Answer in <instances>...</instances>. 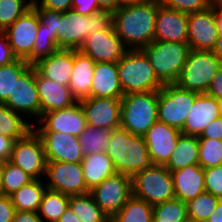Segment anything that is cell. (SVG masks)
Instances as JSON below:
<instances>
[{"label":"cell","mask_w":222,"mask_h":222,"mask_svg":"<svg viewBox=\"0 0 222 222\" xmlns=\"http://www.w3.org/2000/svg\"><path fill=\"white\" fill-rule=\"evenodd\" d=\"M9 161L34 179H44L47 161L42 140L34 129L14 142Z\"/></svg>","instance_id":"8fae6325"},{"label":"cell","mask_w":222,"mask_h":222,"mask_svg":"<svg viewBox=\"0 0 222 222\" xmlns=\"http://www.w3.org/2000/svg\"><path fill=\"white\" fill-rule=\"evenodd\" d=\"M37 12L40 22L45 25V29L52 33V38L57 41L58 21L61 19V12L48 10L44 8H34Z\"/></svg>","instance_id":"f6af8a7d"},{"label":"cell","mask_w":222,"mask_h":222,"mask_svg":"<svg viewBox=\"0 0 222 222\" xmlns=\"http://www.w3.org/2000/svg\"><path fill=\"white\" fill-rule=\"evenodd\" d=\"M2 176H3V163H0V197L5 196L2 183Z\"/></svg>","instance_id":"be15d7a7"},{"label":"cell","mask_w":222,"mask_h":222,"mask_svg":"<svg viewBox=\"0 0 222 222\" xmlns=\"http://www.w3.org/2000/svg\"><path fill=\"white\" fill-rule=\"evenodd\" d=\"M220 116L219 100L207 93H200L193 102L181 133L198 137L210 122Z\"/></svg>","instance_id":"603a6c76"},{"label":"cell","mask_w":222,"mask_h":222,"mask_svg":"<svg viewBox=\"0 0 222 222\" xmlns=\"http://www.w3.org/2000/svg\"><path fill=\"white\" fill-rule=\"evenodd\" d=\"M212 52L216 55V57L222 63V36L218 37L215 48L212 50Z\"/></svg>","instance_id":"680465c9"},{"label":"cell","mask_w":222,"mask_h":222,"mask_svg":"<svg viewBox=\"0 0 222 222\" xmlns=\"http://www.w3.org/2000/svg\"><path fill=\"white\" fill-rule=\"evenodd\" d=\"M109 141L107 155L112 160L116 173L133 177L152 165L144 136L133 135L118 128L112 130Z\"/></svg>","instance_id":"7a4b0ae2"},{"label":"cell","mask_w":222,"mask_h":222,"mask_svg":"<svg viewBox=\"0 0 222 222\" xmlns=\"http://www.w3.org/2000/svg\"><path fill=\"white\" fill-rule=\"evenodd\" d=\"M4 104L27 118L32 125L40 120V100L34 66L30 65L14 82L13 93Z\"/></svg>","instance_id":"30bf717a"},{"label":"cell","mask_w":222,"mask_h":222,"mask_svg":"<svg viewBox=\"0 0 222 222\" xmlns=\"http://www.w3.org/2000/svg\"><path fill=\"white\" fill-rule=\"evenodd\" d=\"M95 203L111 218L132 196V177L115 173L90 190Z\"/></svg>","instance_id":"7c38bea8"},{"label":"cell","mask_w":222,"mask_h":222,"mask_svg":"<svg viewBox=\"0 0 222 222\" xmlns=\"http://www.w3.org/2000/svg\"><path fill=\"white\" fill-rule=\"evenodd\" d=\"M203 171L205 191L222 199V164Z\"/></svg>","instance_id":"ee69618b"},{"label":"cell","mask_w":222,"mask_h":222,"mask_svg":"<svg viewBox=\"0 0 222 222\" xmlns=\"http://www.w3.org/2000/svg\"><path fill=\"white\" fill-rule=\"evenodd\" d=\"M85 183L90 191L104 179L116 173L114 165L107 152H94L84 156L82 162Z\"/></svg>","instance_id":"83f0119b"},{"label":"cell","mask_w":222,"mask_h":222,"mask_svg":"<svg viewBox=\"0 0 222 222\" xmlns=\"http://www.w3.org/2000/svg\"><path fill=\"white\" fill-rule=\"evenodd\" d=\"M181 131L156 121L144 135L152 164L165 166L177 146Z\"/></svg>","instance_id":"d6986e66"},{"label":"cell","mask_w":222,"mask_h":222,"mask_svg":"<svg viewBox=\"0 0 222 222\" xmlns=\"http://www.w3.org/2000/svg\"><path fill=\"white\" fill-rule=\"evenodd\" d=\"M32 0H0V31L4 32L32 7Z\"/></svg>","instance_id":"ab89813d"},{"label":"cell","mask_w":222,"mask_h":222,"mask_svg":"<svg viewBox=\"0 0 222 222\" xmlns=\"http://www.w3.org/2000/svg\"><path fill=\"white\" fill-rule=\"evenodd\" d=\"M215 23L218 31V35L222 36V14L215 10Z\"/></svg>","instance_id":"91938a15"},{"label":"cell","mask_w":222,"mask_h":222,"mask_svg":"<svg viewBox=\"0 0 222 222\" xmlns=\"http://www.w3.org/2000/svg\"><path fill=\"white\" fill-rule=\"evenodd\" d=\"M58 222H81L80 219L74 214L72 209L68 206L65 212L60 216Z\"/></svg>","instance_id":"11a10c76"},{"label":"cell","mask_w":222,"mask_h":222,"mask_svg":"<svg viewBox=\"0 0 222 222\" xmlns=\"http://www.w3.org/2000/svg\"><path fill=\"white\" fill-rule=\"evenodd\" d=\"M12 222H43L38 212L16 211Z\"/></svg>","instance_id":"db71d44e"},{"label":"cell","mask_w":222,"mask_h":222,"mask_svg":"<svg viewBox=\"0 0 222 222\" xmlns=\"http://www.w3.org/2000/svg\"><path fill=\"white\" fill-rule=\"evenodd\" d=\"M142 1H144V0H117V9L120 6L131 5V4L139 3V2H142Z\"/></svg>","instance_id":"94428289"},{"label":"cell","mask_w":222,"mask_h":222,"mask_svg":"<svg viewBox=\"0 0 222 222\" xmlns=\"http://www.w3.org/2000/svg\"><path fill=\"white\" fill-rule=\"evenodd\" d=\"M142 50L158 79L163 84H173L179 79L191 48L188 43L153 40Z\"/></svg>","instance_id":"5b68a950"},{"label":"cell","mask_w":222,"mask_h":222,"mask_svg":"<svg viewBox=\"0 0 222 222\" xmlns=\"http://www.w3.org/2000/svg\"><path fill=\"white\" fill-rule=\"evenodd\" d=\"M69 207L81 222H109L110 218L95 203L90 192L70 195Z\"/></svg>","instance_id":"4dcf8cb0"},{"label":"cell","mask_w":222,"mask_h":222,"mask_svg":"<svg viewBox=\"0 0 222 222\" xmlns=\"http://www.w3.org/2000/svg\"><path fill=\"white\" fill-rule=\"evenodd\" d=\"M154 40L188 43V14L168 8L158 0Z\"/></svg>","instance_id":"44dd1931"},{"label":"cell","mask_w":222,"mask_h":222,"mask_svg":"<svg viewBox=\"0 0 222 222\" xmlns=\"http://www.w3.org/2000/svg\"><path fill=\"white\" fill-rule=\"evenodd\" d=\"M86 126L85 114L78 101L71 107L45 113L33 129L36 132H63L79 137Z\"/></svg>","instance_id":"9a60e30c"},{"label":"cell","mask_w":222,"mask_h":222,"mask_svg":"<svg viewBox=\"0 0 222 222\" xmlns=\"http://www.w3.org/2000/svg\"><path fill=\"white\" fill-rule=\"evenodd\" d=\"M32 180H34L33 177L24 172L20 167L14 165L12 162L5 161L3 163L2 183L6 196H10L22 186L30 183Z\"/></svg>","instance_id":"60d3db41"},{"label":"cell","mask_w":222,"mask_h":222,"mask_svg":"<svg viewBox=\"0 0 222 222\" xmlns=\"http://www.w3.org/2000/svg\"><path fill=\"white\" fill-rule=\"evenodd\" d=\"M15 140L0 134V163L9 161Z\"/></svg>","instance_id":"816d5d0a"},{"label":"cell","mask_w":222,"mask_h":222,"mask_svg":"<svg viewBox=\"0 0 222 222\" xmlns=\"http://www.w3.org/2000/svg\"><path fill=\"white\" fill-rule=\"evenodd\" d=\"M199 140L196 136H179L178 143L165 165L170 171L179 170L186 166L198 164Z\"/></svg>","instance_id":"f1b7e54d"},{"label":"cell","mask_w":222,"mask_h":222,"mask_svg":"<svg viewBox=\"0 0 222 222\" xmlns=\"http://www.w3.org/2000/svg\"><path fill=\"white\" fill-rule=\"evenodd\" d=\"M218 37L213 6L188 14V44L191 50L212 51Z\"/></svg>","instance_id":"ac0fdd59"},{"label":"cell","mask_w":222,"mask_h":222,"mask_svg":"<svg viewBox=\"0 0 222 222\" xmlns=\"http://www.w3.org/2000/svg\"><path fill=\"white\" fill-rule=\"evenodd\" d=\"M219 108H220V114L222 117V100H219Z\"/></svg>","instance_id":"e7e4bbea"},{"label":"cell","mask_w":222,"mask_h":222,"mask_svg":"<svg viewBox=\"0 0 222 222\" xmlns=\"http://www.w3.org/2000/svg\"><path fill=\"white\" fill-rule=\"evenodd\" d=\"M117 68L124 95L159 91L164 86L142 49H127L117 62Z\"/></svg>","instance_id":"277c9868"},{"label":"cell","mask_w":222,"mask_h":222,"mask_svg":"<svg viewBox=\"0 0 222 222\" xmlns=\"http://www.w3.org/2000/svg\"><path fill=\"white\" fill-rule=\"evenodd\" d=\"M220 200L206 191L199 194L186 203L188 220L205 222L214 212Z\"/></svg>","instance_id":"8d00e7d4"},{"label":"cell","mask_w":222,"mask_h":222,"mask_svg":"<svg viewBox=\"0 0 222 222\" xmlns=\"http://www.w3.org/2000/svg\"><path fill=\"white\" fill-rule=\"evenodd\" d=\"M73 64L69 88L73 96L79 101L90 97L96 62L79 49H73Z\"/></svg>","instance_id":"4316f807"},{"label":"cell","mask_w":222,"mask_h":222,"mask_svg":"<svg viewBox=\"0 0 222 222\" xmlns=\"http://www.w3.org/2000/svg\"><path fill=\"white\" fill-rule=\"evenodd\" d=\"M39 24V16L31 7L4 31L12 52L18 59L25 60L32 53Z\"/></svg>","instance_id":"2e32d148"},{"label":"cell","mask_w":222,"mask_h":222,"mask_svg":"<svg viewBox=\"0 0 222 222\" xmlns=\"http://www.w3.org/2000/svg\"><path fill=\"white\" fill-rule=\"evenodd\" d=\"M43 143L46 161L81 163L84 155L79 137L63 132H36Z\"/></svg>","instance_id":"ffe728a7"},{"label":"cell","mask_w":222,"mask_h":222,"mask_svg":"<svg viewBox=\"0 0 222 222\" xmlns=\"http://www.w3.org/2000/svg\"><path fill=\"white\" fill-rule=\"evenodd\" d=\"M79 102L87 125L109 130L120 128L121 99L87 97Z\"/></svg>","instance_id":"e0dca14e"},{"label":"cell","mask_w":222,"mask_h":222,"mask_svg":"<svg viewBox=\"0 0 222 222\" xmlns=\"http://www.w3.org/2000/svg\"><path fill=\"white\" fill-rule=\"evenodd\" d=\"M33 125L21 114L14 112L4 103H0V134L17 139L23 138Z\"/></svg>","instance_id":"1f68e13d"},{"label":"cell","mask_w":222,"mask_h":222,"mask_svg":"<svg viewBox=\"0 0 222 222\" xmlns=\"http://www.w3.org/2000/svg\"><path fill=\"white\" fill-rule=\"evenodd\" d=\"M109 222H153V206L132 195Z\"/></svg>","instance_id":"d6a6232c"},{"label":"cell","mask_w":222,"mask_h":222,"mask_svg":"<svg viewBox=\"0 0 222 222\" xmlns=\"http://www.w3.org/2000/svg\"><path fill=\"white\" fill-rule=\"evenodd\" d=\"M58 49L57 41L52 38V33L45 29V25L40 22L32 53L25 59V61L33 66L41 59L49 57L52 53H55Z\"/></svg>","instance_id":"f35d334b"},{"label":"cell","mask_w":222,"mask_h":222,"mask_svg":"<svg viewBox=\"0 0 222 222\" xmlns=\"http://www.w3.org/2000/svg\"><path fill=\"white\" fill-rule=\"evenodd\" d=\"M198 138H212L222 140V117L214 119L203 130L202 134Z\"/></svg>","instance_id":"f907efd6"},{"label":"cell","mask_w":222,"mask_h":222,"mask_svg":"<svg viewBox=\"0 0 222 222\" xmlns=\"http://www.w3.org/2000/svg\"><path fill=\"white\" fill-rule=\"evenodd\" d=\"M187 204L174 198L153 206L154 222H186Z\"/></svg>","instance_id":"d590c367"},{"label":"cell","mask_w":222,"mask_h":222,"mask_svg":"<svg viewBox=\"0 0 222 222\" xmlns=\"http://www.w3.org/2000/svg\"><path fill=\"white\" fill-rule=\"evenodd\" d=\"M72 10L81 15H92L101 10L97 0H73Z\"/></svg>","instance_id":"7dc6e473"},{"label":"cell","mask_w":222,"mask_h":222,"mask_svg":"<svg viewBox=\"0 0 222 222\" xmlns=\"http://www.w3.org/2000/svg\"><path fill=\"white\" fill-rule=\"evenodd\" d=\"M221 66L212 51L191 50L176 84L185 90L206 93Z\"/></svg>","instance_id":"ba28073f"},{"label":"cell","mask_w":222,"mask_h":222,"mask_svg":"<svg viewBox=\"0 0 222 222\" xmlns=\"http://www.w3.org/2000/svg\"><path fill=\"white\" fill-rule=\"evenodd\" d=\"M47 187L44 179H34L10 195L16 211L37 212Z\"/></svg>","instance_id":"f546056e"},{"label":"cell","mask_w":222,"mask_h":222,"mask_svg":"<svg viewBox=\"0 0 222 222\" xmlns=\"http://www.w3.org/2000/svg\"><path fill=\"white\" fill-rule=\"evenodd\" d=\"M199 160L203 168H211L222 164V140L212 138H198Z\"/></svg>","instance_id":"b9f144b4"},{"label":"cell","mask_w":222,"mask_h":222,"mask_svg":"<svg viewBox=\"0 0 222 222\" xmlns=\"http://www.w3.org/2000/svg\"><path fill=\"white\" fill-rule=\"evenodd\" d=\"M16 209L12 204L10 196L0 197V222H12Z\"/></svg>","instance_id":"681fc988"},{"label":"cell","mask_w":222,"mask_h":222,"mask_svg":"<svg viewBox=\"0 0 222 222\" xmlns=\"http://www.w3.org/2000/svg\"><path fill=\"white\" fill-rule=\"evenodd\" d=\"M35 82L40 100V118L47 112L65 109L78 102L69 86L60 85L41 76L36 69Z\"/></svg>","instance_id":"7402d4cb"},{"label":"cell","mask_w":222,"mask_h":222,"mask_svg":"<svg viewBox=\"0 0 222 222\" xmlns=\"http://www.w3.org/2000/svg\"><path fill=\"white\" fill-rule=\"evenodd\" d=\"M70 195L46 189L38 209L43 222H58L69 206Z\"/></svg>","instance_id":"836d02e7"},{"label":"cell","mask_w":222,"mask_h":222,"mask_svg":"<svg viewBox=\"0 0 222 222\" xmlns=\"http://www.w3.org/2000/svg\"><path fill=\"white\" fill-rule=\"evenodd\" d=\"M79 50L96 63L118 62L127 51L113 24L85 38Z\"/></svg>","instance_id":"5bb4252c"},{"label":"cell","mask_w":222,"mask_h":222,"mask_svg":"<svg viewBox=\"0 0 222 222\" xmlns=\"http://www.w3.org/2000/svg\"><path fill=\"white\" fill-rule=\"evenodd\" d=\"M158 91L129 93L121 98L120 128L144 136L158 120Z\"/></svg>","instance_id":"8992f818"},{"label":"cell","mask_w":222,"mask_h":222,"mask_svg":"<svg viewBox=\"0 0 222 222\" xmlns=\"http://www.w3.org/2000/svg\"><path fill=\"white\" fill-rule=\"evenodd\" d=\"M100 9L109 10L112 13L117 10V0H97Z\"/></svg>","instance_id":"6f0895ef"},{"label":"cell","mask_w":222,"mask_h":222,"mask_svg":"<svg viewBox=\"0 0 222 222\" xmlns=\"http://www.w3.org/2000/svg\"><path fill=\"white\" fill-rule=\"evenodd\" d=\"M44 181L48 190L67 195L90 192L84 180L81 163L47 161Z\"/></svg>","instance_id":"4fadbf2b"},{"label":"cell","mask_w":222,"mask_h":222,"mask_svg":"<svg viewBox=\"0 0 222 222\" xmlns=\"http://www.w3.org/2000/svg\"><path fill=\"white\" fill-rule=\"evenodd\" d=\"M164 6L184 13L203 11L212 6L211 0H159Z\"/></svg>","instance_id":"7bdbcfd3"},{"label":"cell","mask_w":222,"mask_h":222,"mask_svg":"<svg viewBox=\"0 0 222 222\" xmlns=\"http://www.w3.org/2000/svg\"><path fill=\"white\" fill-rule=\"evenodd\" d=\"M111 135L112 130L87 125L79 136L82 154L86 156L94 152H107Z\"/></svg>","instance_id":"e575fe53"},{"label":"cell","mask_w":222,"mask_h":222,"mask_svg":"<svg viewBox=\"0 0 222 222\" xmlns=\"http://www.w3.org/2000/svg\"><path fill=\"white\" fill-rule=\"evenodd\" d=\"M205 222H222V199L219 201L214 212Z\"/></svg>","instance_id":"9f6ffc18"},{"label":"cell","mask_w":222,"mask_h":222,"mask_svg":"<svg viewBox=\"0 0 222 222\" xmlns=\"http://www.w3.org/2000/svg\"><path fill=\"white\" fill-rule=\"evenodd\" d=\"M73 65V49H58L33 66L41 76L60 85L69 86Z\"/></svg>","instance_id":"cb8c5ba5"},{"label":"cell","mask_w":222,"mask_h":222,"mask_svg":"<svg viewBox=\"0 0 222 222\" xmlns=\"http://www.w3.org/2000/svg\"><path fill=\"white\" fill-rule=\"evenodd\" d=\"M132 195L154 206L175 198L171 171L152 164L132 177Z\"/></svg>","instance_id":"52a82bcc"},{"label":"cell","mask_w":222,"mask_h":222,"mask_svg":"<svg viewBox=\"0 0 222 222\" xmlns=\"http://www.w3.org/2000/svg\"><path fill=\"white\" fill-rule=\"evenodd\" d=\"M72 2L73 0H34L32 7L65 12L72 10Z\"/></svg>","instance_id":"bcb514c9"},{"label":"cell","mask_w":222,"mask_h":222,"mask_svg":"<svg viewBox=\"0 0 222 222\" xmlns=\"http://www.w3.org/2000/svg\"><path fill=\"white\" fill-rule=\"evenodd\" d=\"M212 6L215 8L217 12L222 14V0H213Z\"/></svg>","instance_id":"6125c7cd"},{"label":"cell","mask_w":222,"mask_h":222,"mask_svg":"<svg viewBox=\"0 0 222 222\" xmlns=\"http://www.w3.org/2000/svg\"><path fill=\"white\" fill-rule=\"evenodd\" d=\"M206 93L215 97L217 100H222V66L211 81Z\"/></svg>","instance_id":"f5cc1de1"},{"label":"cell","mask_w":222,"mask_h":222,"mask_svg":"<svg viewBox=\"0 0 222 222\" xmlns=\"http://www.w3.org/2000/svg\"><path fill=\"white\" fill-rule=\"evenodd\" d=\"M198 94L176 83L164 84L158 91V121L181 131Z\"/></svg>","instance_id":"9c48e42d"},{"label":"cell","mask_w":222,"mask_h":222,"mask_svg":"<svg viewBox=\"0 0 222 222\" xmlns=\"http://www.w3.org/2000/svg\"><path fill=\"white\" fill-rule=\"evenodd\" d=\"M158 0L120 6L112 13L116 35L127 49H142L154 40Z\"/></svg>","instance_id":"6da1fadb"},{"label":"cell","mask_w":222,"mask_h":222,"mask_svg":"<svg viewBox=\"0 0 222 222\" xmlns=\"http://www.w3.org/2000/svg\"><path fill=\"white\" fill-rule=\"evenodd\" d=\"M112 12L99 10L86 16L74 10L61 12L58 21L57 47L78 50L85 38L100 30L108 29L113 23Z\"/></svg>","instance_id":"3957f363"},{"label":"cell","mask_w":222,"mask_h":222,"mask_svg":"<svg viewBox=\"0 0 222 222\" xmlns=\"http://www.w3.org/2000/svg\"><path fill=\"white\" fill-rule=\"evenodd\" d=\"M123 96L117 63H96L90 97L121 99Z\"/></svg>","instance_id":"484cf974"},{"label":"cell","mask_w":222,"mask_h":222,"mask_svg":"<svg viewBox=\"0 0 222 222\" xmlns=\"http://www.w3.org/2000/svg\"><path fill=\"white\" fill-rule=\"evenodd\" d=\"M16 59L17 57L12 52L6 34L0 31V66L10 64Z\"/></svg>","instance_id":"c3c4849f"},{"label":"cell","mask_w":222,"mask_h":222,"mask_svg":"<svg viewBox=\"0 0 222 222\" xmlns=\"http://www.w3.org/2000/svg\"><path fill=\"white\" fill-rule=\"evenodd\" d=\"M30 65L24 59L0 66V103H4L13 93L14 82Z\"/></svg>","instance_id":"74e56055"},{"label":"cell","mask_w":222,"mask_h":222,"mask_svg":"<svg viewBox=\"0 0 222 222\" xmlns=\"http://www.w3.org/2000/svg\"><path fill=\"white\" fill-rule=\"evenodd\" d=\"M175 198L187 203L205 191L204 171L199 164L171 171Z\"/></svg>","instance_id":"d4e9b609"}]
</instances>
